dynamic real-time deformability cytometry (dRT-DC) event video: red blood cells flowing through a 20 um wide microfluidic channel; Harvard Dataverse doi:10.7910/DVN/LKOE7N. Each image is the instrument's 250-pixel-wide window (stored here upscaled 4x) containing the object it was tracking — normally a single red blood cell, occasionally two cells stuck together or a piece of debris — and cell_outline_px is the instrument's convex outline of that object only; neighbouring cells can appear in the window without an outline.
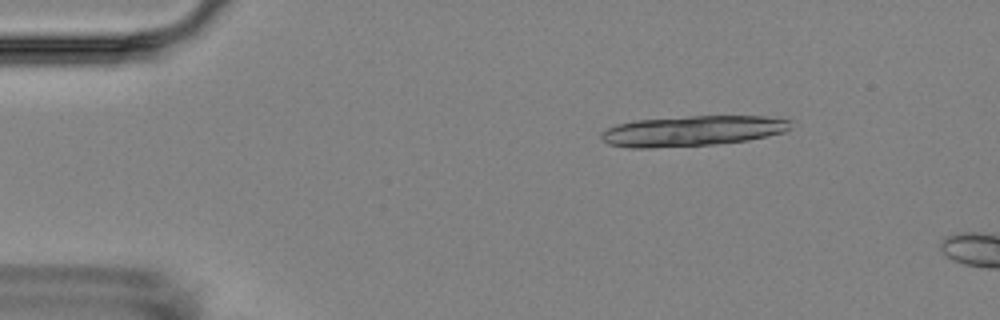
{"species": "Egyptian fruit bat (a non-hibernating species)", "species_latin": "Rousettus aegyptiacus", "temperature_condition": "room temperature", "stored_images_in_passage": 3, "camera_frame_rate_fps": 3000, "um_per_image_px": 0.085, "animal": {"sex": "female"}, "frame": {"image": 1, "passage_image": 2, "time_ms": 1.0, "image_size_px": [1000, 320], "cell_outline_px": [[792, 120], [788, 128], [784, 132], [768, 136], [748, 140], [716, 144], [652, 148], [632, 148], [608, 144], [600, 136], [600, 132], [616, 124], [636, 120], [688, 116], [764, 116]], "centroid_in_image_um": [58.83, 11.13], "position_along_channel_um": 26.2, "area_um2": 33.58}}